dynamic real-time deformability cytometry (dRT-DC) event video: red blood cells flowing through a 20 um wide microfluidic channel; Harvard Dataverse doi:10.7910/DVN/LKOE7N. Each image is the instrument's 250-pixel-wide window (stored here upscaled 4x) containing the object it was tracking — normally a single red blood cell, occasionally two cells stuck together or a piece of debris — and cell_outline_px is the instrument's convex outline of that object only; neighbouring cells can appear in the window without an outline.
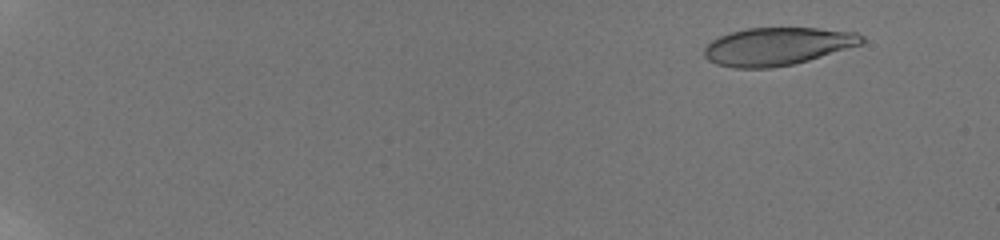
{"species": "human", "species_latin": "Homo sapiens", "temperature_condition": "room temperature", "stored_images_in_passage": 53, "camera_frame_rate_fps": 3000, "um_per_image_px": 0.085, "donor": {"sex": "male"}, "frame": {"image": 1, "passage_image": 1, "time_ms": 0.0, "image_size_px": [1000, 240], "cell_outline_px": [[864, 40], [860, 44], [808, 60], [792, 64], [768, 68], [736, 68], [716, 64], [708, 60], [704, 56], [704, 48], [712, 40], [720, 36], [732, 32], [748, 28], [816, 28], [856, 32], [864, 36]], "centroid_in_image_um": [66.04, 3.94], "position_along_channel_um": 19.0, "area_um2": 34.33}}
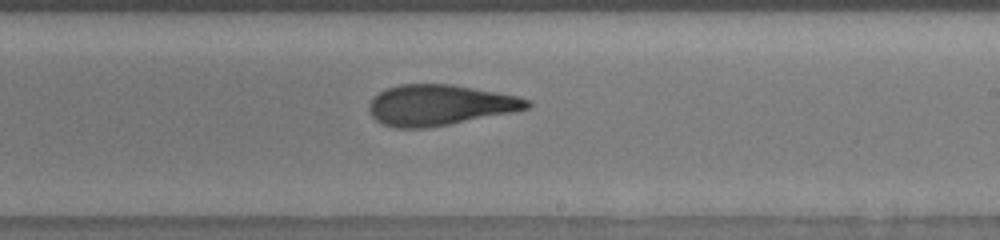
{"frame": {"image": 2, "passage_image": 34, "time_ms": 11.0, "image_size_px": [1000, 240], "cell_outline_px": [[532, 104], [528, 108], [512, 112], [428, 128], [396, 128], [384, 124], [376, 120], [372, 116], [368, 108], [368, 104], [380, 92], [388, 88], [400, 84], [452, 84], [496, 92], [516, 96], [532, 100]], "centroid_in_image_um": [37.37, 8.93], "position_along_channel_um": 251.6, "area_um2": 37.22}}
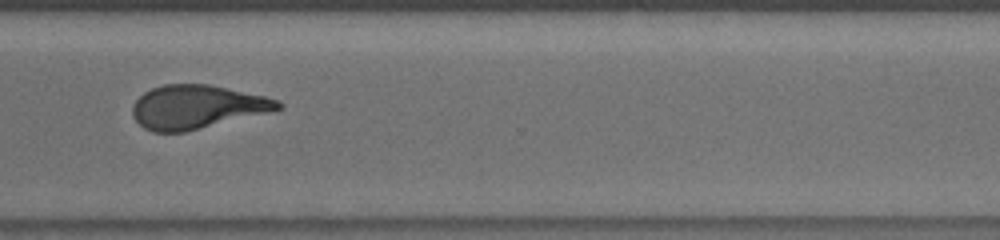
{"frame": {"image": 3, "passage_image": 42, "time_ms": 13.667, "image_size_px": [1000, 240], "cell_outline_px": [[284, 108], [184, 132], [152, 132], [144, 128], [132, 116], [132, 108], [136, 100], [144, 92], [152, 88], [164, 84], [208, 84], [264, 96], [280, 100], [284, 104]], "centroid_in_image_um": [16.72, 9.08], "position_along_channel_um": 353.9, "area_um2": 36.7}, "authors_computed_cell_mechanics": {"area_um2": 36.703, "velocity_mm_per_s": 3.8346, "shape_relaxation_time_tau1_ms": 9.7354, "shape_relaxation_time_tau2_ms": 1.8171, "deformation_change_tau1": 0.2848, "deformation_change_tau2": 0.1061}}